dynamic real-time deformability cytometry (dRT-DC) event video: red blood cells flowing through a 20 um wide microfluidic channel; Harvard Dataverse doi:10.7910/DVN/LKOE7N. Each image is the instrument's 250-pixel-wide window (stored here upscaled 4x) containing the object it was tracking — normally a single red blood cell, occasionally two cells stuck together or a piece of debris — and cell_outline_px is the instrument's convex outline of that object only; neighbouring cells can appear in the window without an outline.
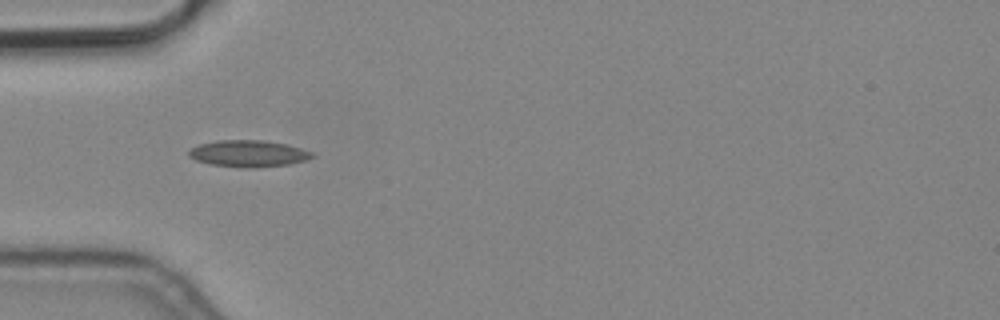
{"species": "common noctule bat (a hibernating species)", "species_latin": "Nyctalus noctula", "temperature_condition": "cold", "stored_images_in_passage": 4, "camera_frame_rate_fps": 3000, "um_per_image_px": 0.085, "animal": {"sex": "male", "body_mass_g": 19.2, "forearm_length_mm": 51.8}, "frame": {"image": 1, "passage_image": 4, "time_ms": 1.0, "image_size_px": [1000, 320], "cell_outline_px": [[316, 156], [304, 160], [288, 164], [256, 168], [244, 168], [212, 164], [196, 160], [188, 156], [188, 152], [192, 148], [200, 144], [216, 140], [264, 140], [284, 144], [300, 148], [312, 152]], "centroid_in_image_um": [21.1, 13.05], "position_along_channel_um": 63.9, "area_um2": 19.02}}